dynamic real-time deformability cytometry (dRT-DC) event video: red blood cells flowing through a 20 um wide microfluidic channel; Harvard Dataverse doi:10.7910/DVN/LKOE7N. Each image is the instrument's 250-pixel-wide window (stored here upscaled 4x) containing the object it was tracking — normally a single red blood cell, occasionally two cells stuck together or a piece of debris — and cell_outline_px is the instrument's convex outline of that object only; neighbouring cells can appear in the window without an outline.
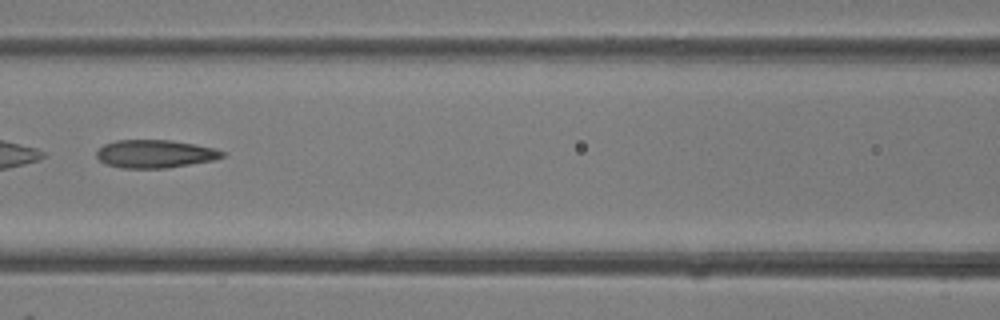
{"species": "common noctule bat (a hibernating species)", "species_latin": "Nyctalus noctula", "temperature_condition": "room temperature", "stored_images_in_passage": 32, "camera_frame_rate_fps": 3000, "um_per_image_px": 0.085, "animal": {"sex": "female"}, "frame": {"image": 1, "passage_image": 10, "time_ms": 3.0, "image_size_px": [1000, 320], "cell_outline_px": [[228, 152], [224, 156], [212, 160], [168, 168], [120, 168], [104, 164], [96, 156], [96, 152], [104, 144], [116, 140], [172, 140], [212, 148]], "centroid_in_image_um": [13.15, 13.08], "position_along_channel_um": 153.5, "area_um2": 20.52}}